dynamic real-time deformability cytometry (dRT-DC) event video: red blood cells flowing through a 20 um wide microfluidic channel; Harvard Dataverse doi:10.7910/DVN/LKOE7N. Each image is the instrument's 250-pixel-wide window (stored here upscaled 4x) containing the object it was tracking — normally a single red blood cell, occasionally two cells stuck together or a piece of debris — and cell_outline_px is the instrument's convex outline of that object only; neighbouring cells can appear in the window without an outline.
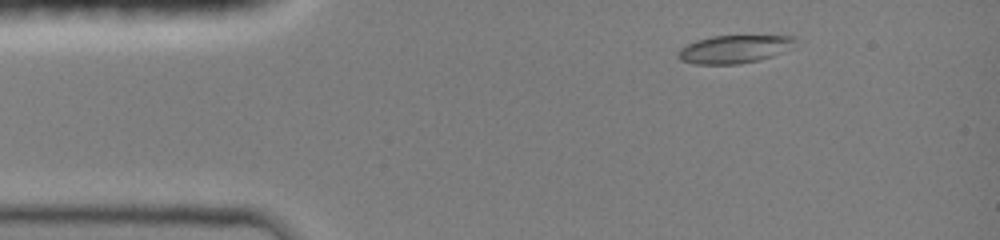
{"species": "common noctule bat (a hibernating species)", "species_latin": "Nyctalus noctula", "temperature_condition": "room temperature", "stored_images_in_passage": 4, "camera_frame_rate_fps": 3000, "um_per_image_px": 0.085, "animal": {"sex": "female", "body_mass_g": 19.0, "forearm_length_mm": 51.5}, "frame": {"image": 1, "passage_image": 2, "time_ms": 1.0, "image_size_px": [1000, 240], "cell_outline_px": [[796, 48], [760, 60], [740, 64], [696, 64], [680, 60], [676, 56], [676, 52], [680, 48], [696, 40], [712, 36], [796, 36]], "centroid_in_image_um": [62.45, 4.18], "position_along_channel_um": 22.5, "area_um2": 19.42}}